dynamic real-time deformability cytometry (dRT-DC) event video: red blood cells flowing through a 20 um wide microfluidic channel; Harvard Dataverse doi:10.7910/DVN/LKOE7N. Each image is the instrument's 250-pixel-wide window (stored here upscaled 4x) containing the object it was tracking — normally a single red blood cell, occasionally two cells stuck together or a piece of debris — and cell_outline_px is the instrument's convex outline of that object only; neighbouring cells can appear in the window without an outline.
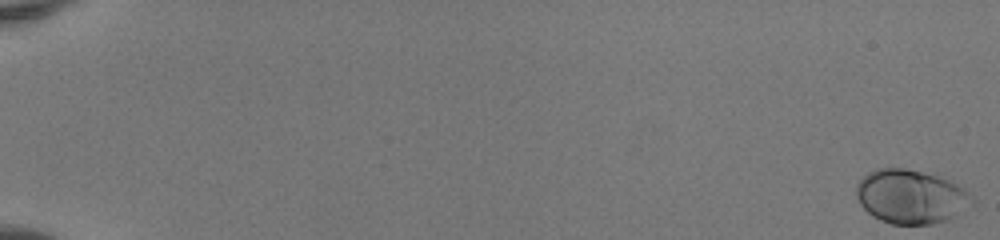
{"species": "human", "species_latin": "Homo sapiens", "temperature_condition": "room temperature", "stored_images_in_passage": 52, "camera_frame_rate_fps": 3000, "um_per_image_px": 0.085, "donor": {"sex": "female"}, "frame": {"image": 1, "passage_image": 1, "time_ms": 0.0, "image_size_px": [1000, 240], "cell_outline_px": [[976, 204], [956, 216], [948, 220], [932, 224], [892, 224], [872, 216], [860, 204], [856, 196], [856, 184], [868, 172], [876, 168], [904, 168], [936, 176], [948, 180], [964, 188], [976, 200]], "centroid_in_image_um": [77.45, 16.73], "position_along_channel_um": 7.5, "area_um2": 36.59}}
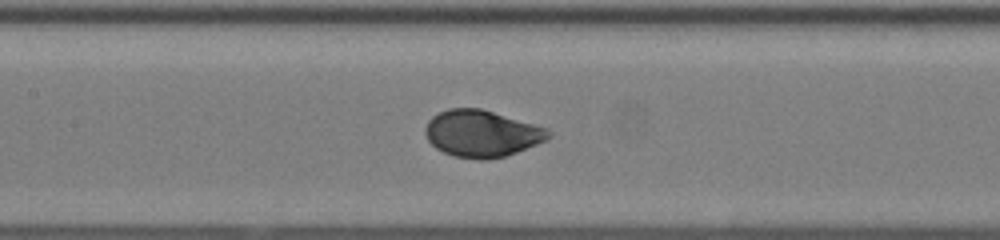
{"frame": {"image": 2, "passage_image": 28, "time_ms": 9.0, "image_size_px": [1000, 240], "cell_outline_px": [[552, 136], [548, 140], [516, 152], [504, 156], [484, 160], [480, 160], [452, 156], [436, 148], [428, 140], [424, 132], [424, 128], [428, 120], [436, 112], [448, 108], [480, 108], [548, 128], [552, 132]], "centroid_in_image_um": [40.94, 11.35], "position_along_channel_um": 166.5, "area_um2": 33.81}}
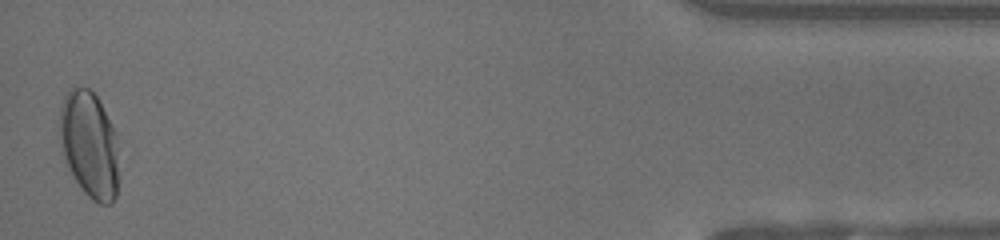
{"frame": {"image": 3, "passage_image": 52, "time_ms": 17.0, "image_size_px": [1000, 240], "cell_outline_px": [[116, 196], [112, 204], [100, 204], [92, 200], [84, 192], [76, 180], [64, 156], [60, 144], [60, 108], [64, 96], [68, 88], [88, 88], [96, 96], [116, 132]], "centroid_in_image_um": [7.57, 12.27], "position_along_channel_um": 427.6, "area_um2": 36.01}, "authors_computed_cell_mechanics": {"area_um2": 33.8997, "velocity_mm_per_s": 4.1378, "shape_relaxation_time_tau1_ms": 2.7035, "shape_relaxation_time_tau2_ms": null, "deformation_change_tau1": 0.1594, "deformation_change_tau2": null}}